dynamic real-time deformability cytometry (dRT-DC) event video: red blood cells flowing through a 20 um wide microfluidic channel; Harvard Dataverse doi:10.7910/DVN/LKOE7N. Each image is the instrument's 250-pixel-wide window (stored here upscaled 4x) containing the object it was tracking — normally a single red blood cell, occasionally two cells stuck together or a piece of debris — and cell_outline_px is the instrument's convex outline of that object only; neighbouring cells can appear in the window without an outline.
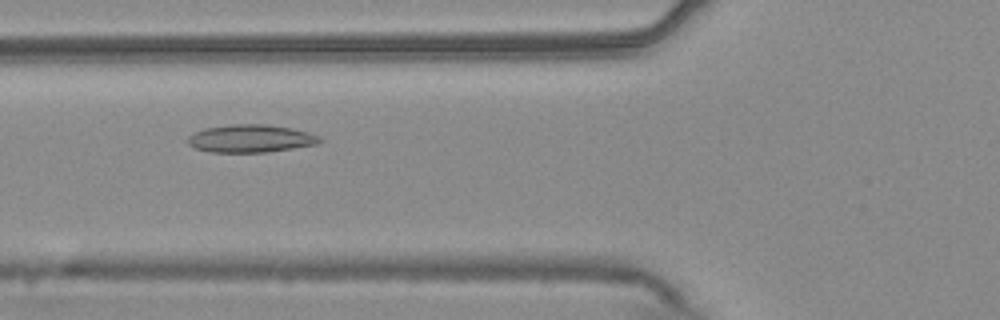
{"species": "common noctule bat (a hibernating species)", "species_latin": "Nyctalus noctula", "temperature_condition": "warm", "stored_images_in_passage": 54, "camera_frame_rate_fps": 3000, "um_per_image_px": 0.085, "animal": {"sex": "male", "body_mass_g": 20.4}, "frame": {"image": 1, "passage_image": 20, "time_ms": 6.333, "image_size_px": [1000, 320], "cell_outline_px": [[324, 140], [316, 144], [268, 152], [208, 152], [192, 148], [184, 140], [192, 132], [204, 128], [228, 124], [264, 124], [292, 128], [308, 132], [320, 136]], "centroid_in_image_um": [21.23, 11.77], "position_along_channel_um": 104.6, "area_um2": 21.73}}
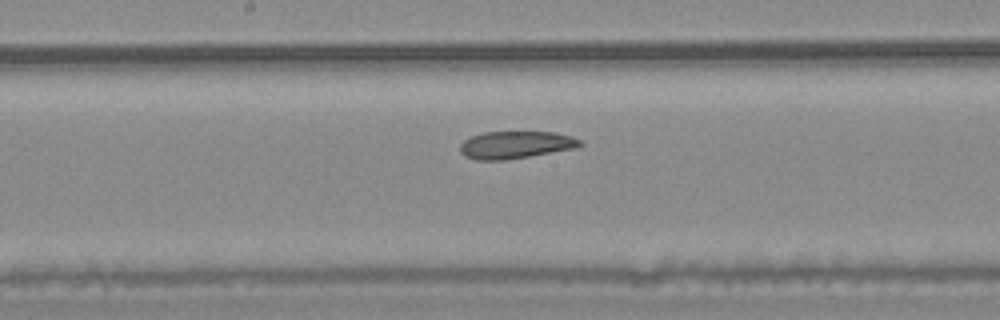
{"frame": {"image": 2, "passage_image": 28, "time_ms": 9.0, "image_size_px": [1000, 320], "cell_outline_px": [[584, 144], [576, 148], [504, 160], [476, 160], [464, 156], [460, 152], [460, 144], [464, 140], [472, 136], [484, 132], [556, 132], [572, 136], [580, 140]], "centroid_in_image_um": [43.82, 12.31], "position_along_channel_um": 204.4, "area_um2": 19.13}}
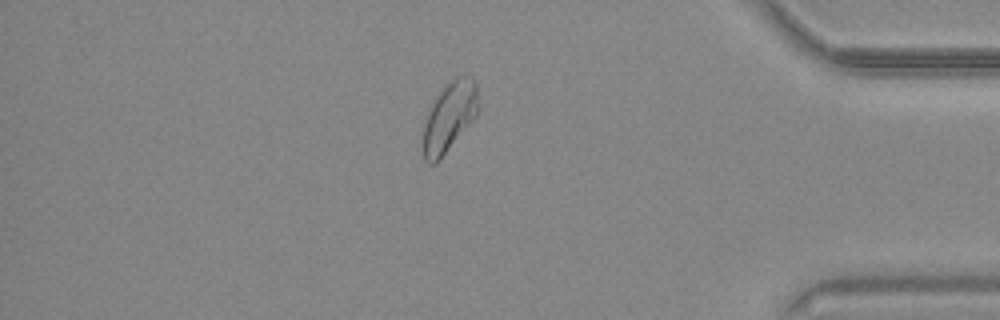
{"frame": {"image": 3, "passage_image": 46, "time_ms": 15.0, "image_size_px": [1000, 320], "cell_outline_px": [[480, 108], [476, 116], [440, 160], [436, 164], [428, 164], [424, 160], [420, 144], [424, 124], [428, 112], [436, 96], [444, 84], [456, 76], [472, 76], [476, 84]], "centroid_in_image_um": [38.17, 9.96], "position_along_channel_um": 397.0, "area_um2": 23.06}, "authors_computed_cell_mechanics": {"area_um2": 22.3975, "velocity_mm_per_s": 3.7388, "shape_relaxation_time_tau1_ms": null, "shape_relaxation_time_tau2_ms": 10.8117, "deformation_change_tau1": null, "deformation_change_tau2": 0.1967}}